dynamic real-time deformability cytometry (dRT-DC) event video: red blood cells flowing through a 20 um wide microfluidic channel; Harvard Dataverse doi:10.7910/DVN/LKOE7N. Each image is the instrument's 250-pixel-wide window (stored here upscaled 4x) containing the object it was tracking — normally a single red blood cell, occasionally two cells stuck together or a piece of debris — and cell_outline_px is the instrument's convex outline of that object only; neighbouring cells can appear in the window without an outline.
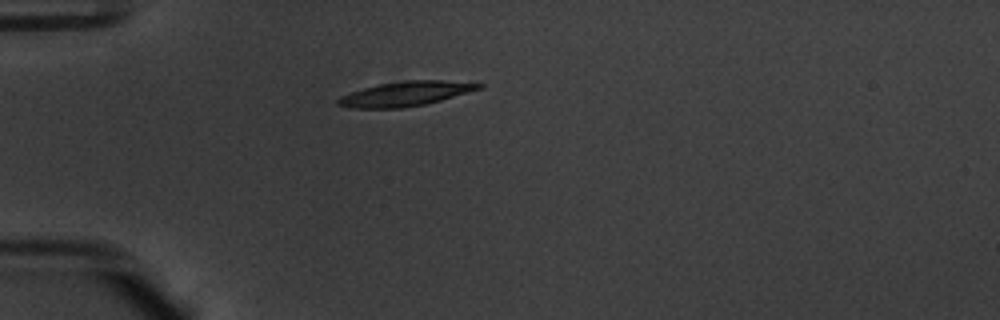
{"species": "common noctule bat (a hibernating species)", "species_latin": "Nyctalus noctula", "temperature_condition": "warm", "stored_images_in_passage": 39, "camera_frame_rate_fps": 3000, "um_per_image_px": 0.085, "animal": {"sex": "male", "body_mass_g": 20.1, "forearm_length_mm": 53.5}, "frame": {"image": 1, "passage_image": 1, "time_ms": 0.0, "image_size_px": [1000, 320], "cell_outline_px": [[484, 88], [440, 100], [424, 104], [404, 108], [352, 108], [336, 104], [336, 100], [340, 96], [364, 88], [380, 84], [404, 80], [440, 80], [484, 84]], "centroid_in_image_um": [34.47, 7.97], "position_along_channel_um": 50.5, "area_um2": 20.0}}
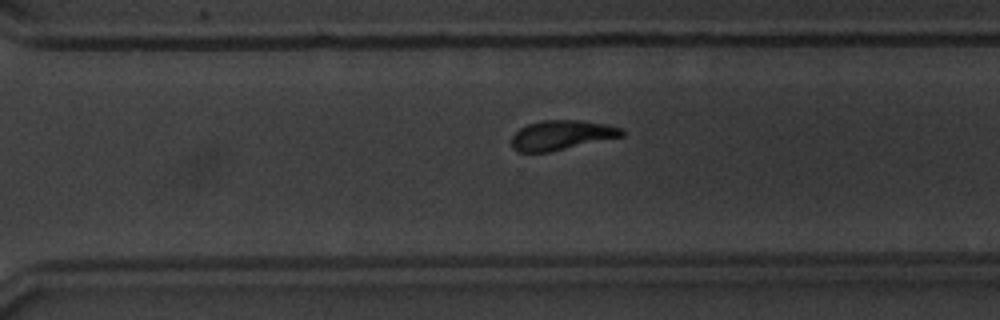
{"frame": {"image": 2, "passage_image": 24, "time_ms": 7.667, "image_size_px": [1000, 320], "cell_outline_px": [[624, 136], [548, 152], [520, 152], [512, 148], [512, 136], [520, 128], [528, 124], [544, 120], [580, 120], [608, 124], [620, 128], [624, 132]], "centroid_in_image_um": [47.74, 11.48], "position_along_channel_um": 322.9, "area_um2": 18.9}}
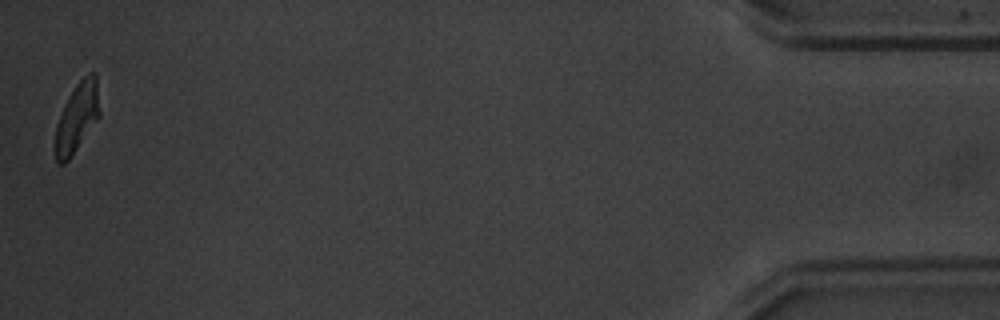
{"frame": {"image": 3, "passage_image": 39, "time_ms": 12.667, "image_size_px": [1000, 320], "cell_outline_px": [[100, 116], [68, 160], [64, 164], [60, 164], [56, 160], [56, 124], [64, 104], [68, 96], [76, 84], [88, 72], [96, 72], [100, 112]], "centroid_in_image_um": [6.57, 9.93], "position_along_channel_um": 428.6, "area_um2": 17.74}, "authors_computed_cell_mechanics": {"area_um2": 19.652, "velocity_mm_per_s": 3.7751, "shape_relaxation_time_tau1_ms": 3.9492, "shape_relaxation_time_tau2_ms": 4.0752, "deformation_change_tau1": 0.1607, "deformation_change_tau2": 0.1092}}